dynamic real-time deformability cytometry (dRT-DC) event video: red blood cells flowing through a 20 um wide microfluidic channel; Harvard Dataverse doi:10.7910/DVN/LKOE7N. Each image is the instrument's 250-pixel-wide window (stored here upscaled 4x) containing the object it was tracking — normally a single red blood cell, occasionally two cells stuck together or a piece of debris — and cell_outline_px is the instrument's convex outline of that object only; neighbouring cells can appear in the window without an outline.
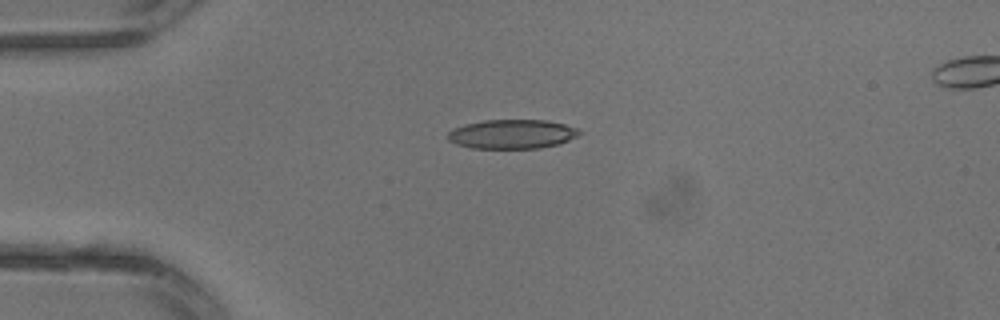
{"species": "common noctule bat (a hibernating species)", "species_latin": "Nyctalus noctula", "temperature_condition": "warm", "stored_images_in_passage": 3, "segment_of_instrument_passage": [1, 2], "camera_frame_rate_fps": 3000, "um_per_image_px": 0.085, "animal": {"sex": "male", "body_mass_g": 13.3}, "frame": {"image": 1, "passage_image": 2, "time_ms": 0.333, "image_size_px": [1000, 320], "cell_outline_px": [[584, 132], [568, 140], [556, 144], [540, 148], [472, 148], [456, 144], [448, 140], [448, 132], [452, 128], [464, 124], [484, 120], [548, 120], [564, 124], [576, 128]], "centroid_in_image_um": [43.5, 11.39], "position_along_channel_um": 41.5, "area_um2": 22.37}}